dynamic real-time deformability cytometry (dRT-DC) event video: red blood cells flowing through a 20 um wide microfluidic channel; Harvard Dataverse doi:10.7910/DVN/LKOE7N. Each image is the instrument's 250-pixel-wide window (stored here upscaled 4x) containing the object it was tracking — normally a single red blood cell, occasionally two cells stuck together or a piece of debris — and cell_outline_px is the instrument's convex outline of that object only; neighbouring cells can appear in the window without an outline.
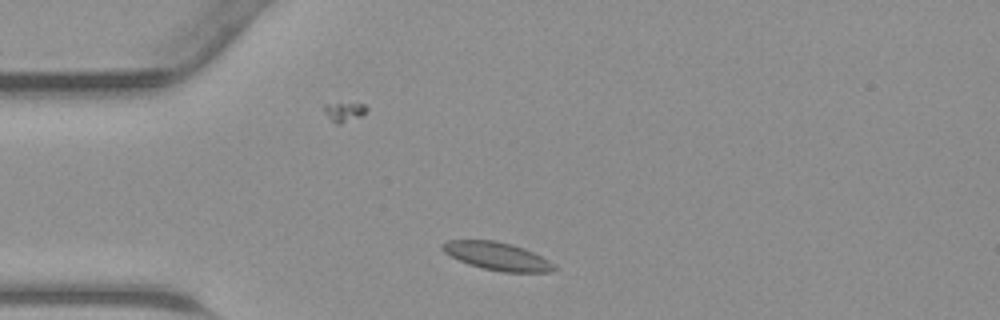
{"species": "common noctule bat (a hibernating species)", "species_latin": "Nyctalus noctula", "temperature_condition": "warm", "stored_images_in_passage": 35, "camera_frame_rate_fps": 3000, "um_per_image_px": 0.085, "animal": {"sex": "male", "body_mass_g": 23.1, "forearm_length_mm": 52.7}, "frame": {"image": 1, "passage_image": 1, "time_ms": 0.0, "image_size_px": [1000, 320], "cell_outline_px": [[556, 268], [552, 272], [504, 272], [480, 268], [468, 264], [444, 252], [440, 248], [440, 244], [448, 240], [496, 240], [512, 244], [524, 248], [556, 264]], "centroid_in_image_um": [42.25, 21.77], "position_along_channel_um": 42.7, "area_um2": 18.26}}
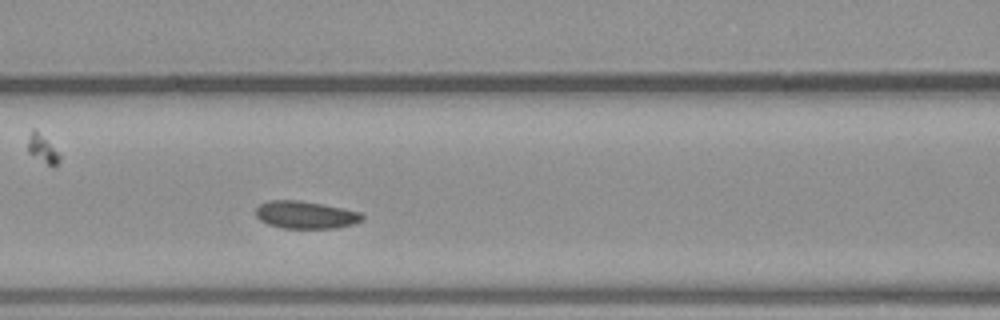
{"frame": {"image": 2, "passage_image": 9, "time_ms": 2.667, "image_size_px": [1000, 320], "cell_outline_px": [[364, 220], [352, 224], [332, 228], [280, 228], [268, 224], [260, 220], [256, 216], [256, 208], [260, 204], [268, 200], [300, 200], [360, 212], [364, 216]], "centroid_in_image_um": [25.94, 18.26], "position_along_channel_um": 140.7, "area_um2": 16.94}}
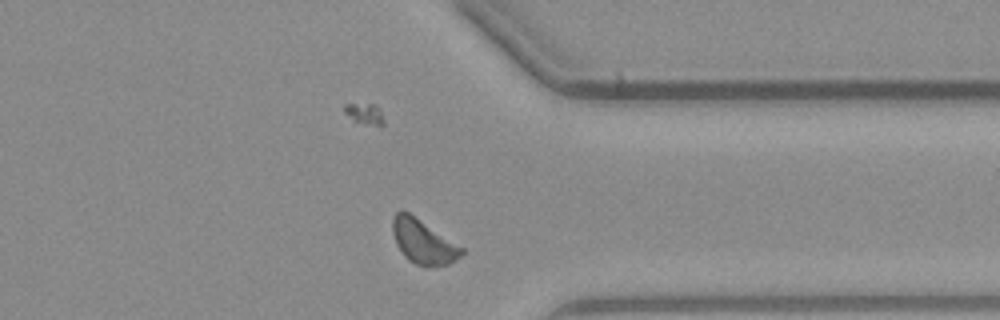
{"frame": {"image": 3, "passage_image": 25, "time_ms": 8.0, "image_size_px": [1000, 320], "cell_outline_px": [[464, 252], [456, 260], [448, 264], [428, 268], [416, 264], [408, 260], [404, 256], [396, 244], [392, 232], [392, 216], [396, 212], [408, 212], [464, 248]], "centroid_in_image_um": [35.97, 20.57], "position_along_channel_um": 375.4, "area_um2": 17.74}}